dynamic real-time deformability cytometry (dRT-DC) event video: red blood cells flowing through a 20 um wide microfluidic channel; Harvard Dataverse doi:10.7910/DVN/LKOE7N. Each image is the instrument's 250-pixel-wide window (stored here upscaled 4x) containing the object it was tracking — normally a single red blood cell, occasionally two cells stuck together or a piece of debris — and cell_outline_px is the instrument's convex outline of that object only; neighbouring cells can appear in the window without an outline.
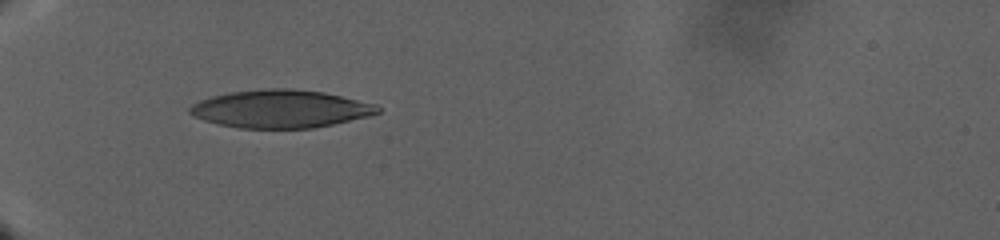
{"species": "human", "species_latin": "Homo sapiens", "temperature_condition": "warm", "stored_images_in_passage": 103, "camera_frame_rate_fps": 3000, "um_per_image_px": 0.085, "donor": {"sex": "male"}, "frame": {"image": 1, "passage_image": 1, "time_ms": 0.0, "image_size_px": [1000, 240], "cell_outline_px": [[380, 112], [368, 116], [332, 124], [312, 128], [240, 128], [220, 124], [204, 120], [192, 116], [188, 112], [188, 108], [192, 104], [200, 100], [212, 96], [232, 92], [260, 88], [292, 88], [324, 92], [376, 104], [380, 108]], "centroid_in_image_um": [23.82, 9.24], "position_along_channel_um": 61.2, "area_um2": 41.44}}
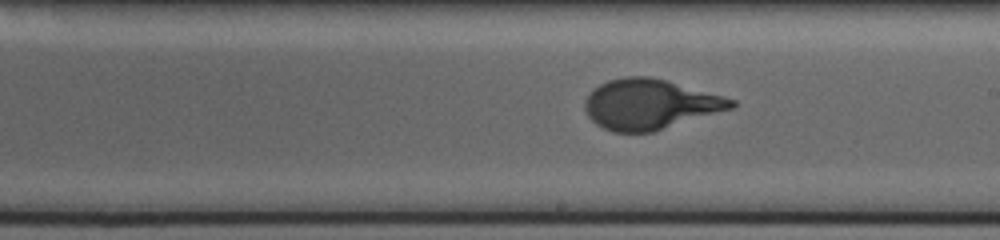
{"frame": {"image": 2, "passage_image": 41, "time_ms": 13.0, "image_size_px": [1000, 240], "cell_outline_px": [[736, 108], [652, 132], [612, 132], [596, 124], [588, 116], [584, 108], [584, 100], [600, 84], [608, 80], [624, 76], [652, 76], [724, 96], [736, 100]], "centroid_in_image_um": [55.28, 8.86], "position_along_channel_um": 233.7, "area_um2": 42.95}}
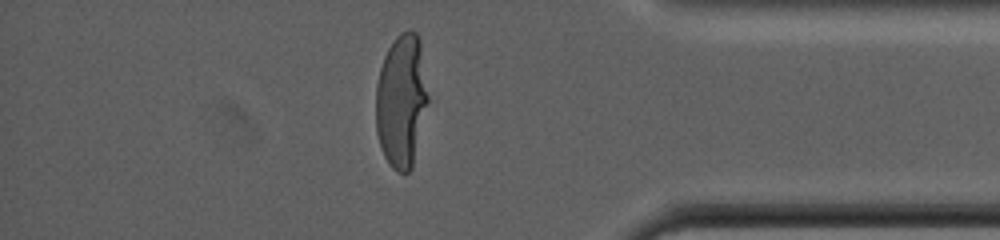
{"frame": {"image": 3, "passage_image": 82, "time_ms": 25.333, "image_size_px": [1000, 240], "cell_outline_px": [[428, 100], [412, 168], [408, 172], [396, 172], [388, 164], [384, 156], [376, 132], [376, 84], [380, 68], [384, 56], [388, 48], [396, 36], [400, 32], [408, 28], [416, 32], [420, 36], [428, 96]], "centroid_in_image_um": [34.11, 8.53], "position_along_channel_um": 401.1, "area_um2": 40.81}}